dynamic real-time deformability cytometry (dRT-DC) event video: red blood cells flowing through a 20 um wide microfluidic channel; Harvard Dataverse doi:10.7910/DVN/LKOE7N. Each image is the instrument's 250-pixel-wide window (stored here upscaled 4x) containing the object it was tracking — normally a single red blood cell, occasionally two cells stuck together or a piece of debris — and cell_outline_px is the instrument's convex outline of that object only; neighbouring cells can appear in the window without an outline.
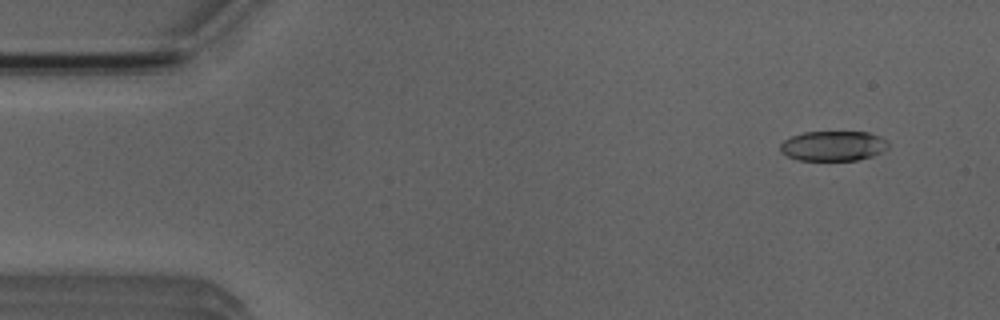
{"species": "Egyptian fruit bat (a non-hibernating species)", "species_latin": "Rousettus aegyptiacus", "temperature_condition": "room temperature", "stored_images_in_passage": 4, "camera_frame_rate_fps": 3000, "um_per_image_px": 0.085, "animal": {"sex": "male"}, "frame": {"image": 1, "passage_image": 1, "time_ms": 0.0, "image_size_px": [1000, 320], "cell_outline_px": [[888, 148], [872, 156], [856, 160], [800, 160], [788, 156], [780, 152], [780, 144], [784, 140], [792, 136], [804, 132], [868, 132], [880, 136], [888, 140]], "centroid_in_image_um": [70.83, 12.4], "position_along_channel_um": 14.2, "area_um2": 18.84}}